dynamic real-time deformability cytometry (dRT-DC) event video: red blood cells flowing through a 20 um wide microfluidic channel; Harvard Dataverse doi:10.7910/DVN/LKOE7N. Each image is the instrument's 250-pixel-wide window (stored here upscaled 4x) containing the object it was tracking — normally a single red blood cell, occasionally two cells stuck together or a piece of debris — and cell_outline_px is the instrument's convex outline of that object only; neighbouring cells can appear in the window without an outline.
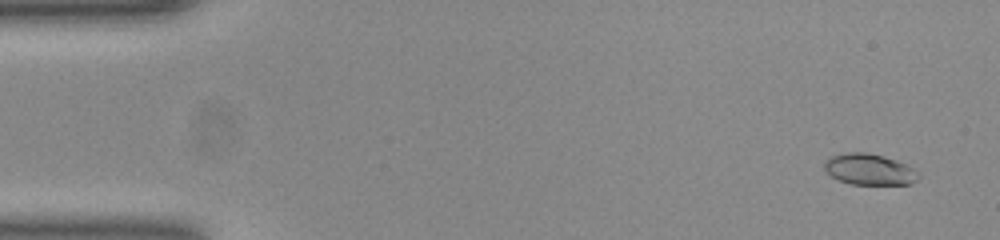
{"species": "common noctule bat (a hibernating species)", "species_latin": "Nyctalus noctula", "temperature_condition": "room temperature", "stored_images_in_passage": 4, "camera_frame_rate_fps": 3000, "um_per_image_px": 0.085, "animal": {"sex": "female", "body_mass_g": 23.0, "forearm_length_mm": 53.4}, "frame": {"image": 1, "passage_image": 1, "time_ms": 0.0, "image_size_px": [1000, 240], "cell_outline_px": [[920, 176], [912, 184], [852, 184], [840, 180], [832, 176], [824, 168], [824, 160], [832, 156], [848, 152], [868, 152], [884, 156], [896, 160], [920, 172]], "centroid_in_image_um": [73.91, 14.39], "position_along_channel_um": 11.1, "area_um2": 16.99}}